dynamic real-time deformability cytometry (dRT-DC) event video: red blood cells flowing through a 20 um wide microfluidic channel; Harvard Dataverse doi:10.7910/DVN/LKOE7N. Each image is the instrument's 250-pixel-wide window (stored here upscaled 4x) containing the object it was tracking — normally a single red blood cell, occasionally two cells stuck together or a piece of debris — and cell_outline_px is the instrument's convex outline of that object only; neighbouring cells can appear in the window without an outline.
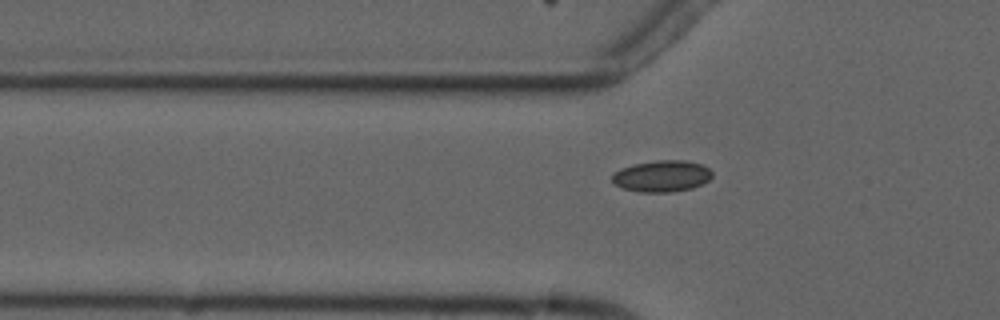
{"species": "common noctule bat (a hibernating species)", "species_latin": "Nyctalus noctula", "temperature_condition": "cold", "stored_images_in_passage": 7, "camera_frame_rate_fps": 3000, "um_per_image_px": 0.085, "animal": {"sex": "male", "forearm_length_mm": 52.5}, "frame": {"image": 1, "passage_image": 7, "time_ms": 7.0, "image_size_px": [1000, 320], "cell_outline_px": [[712, 176], [704, 184], [692, 188], [672, 192], [640, 192], [624, 188], [616, 184], [612, 180], [612, 176], [620, 168], [632, 164], [656, 160], [684, 160], [704, 164], [712, 172]], "centroid_in_image_um": [56.29, 14.96], "position_along_channel_um": 69.5, "area_um2": 18.44}}